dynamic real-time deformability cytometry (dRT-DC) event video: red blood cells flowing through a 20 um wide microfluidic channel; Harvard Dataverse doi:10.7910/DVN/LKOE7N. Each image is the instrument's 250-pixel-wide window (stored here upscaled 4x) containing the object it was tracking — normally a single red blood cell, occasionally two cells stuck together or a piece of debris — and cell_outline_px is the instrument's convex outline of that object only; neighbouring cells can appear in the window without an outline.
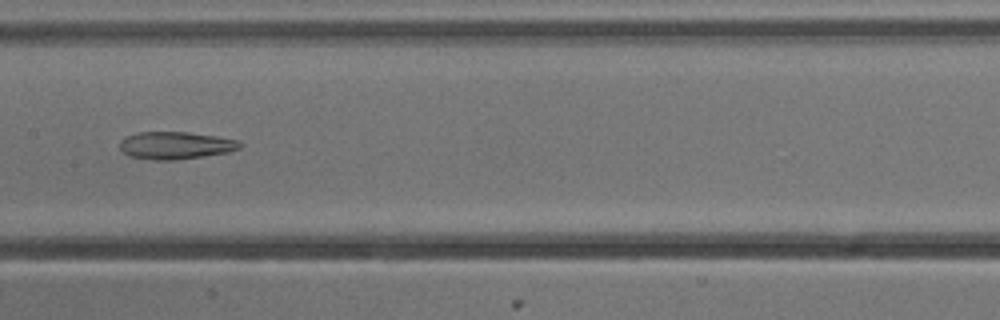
{"species": "common noctule bat (a hibernating species)", "species_latin": "Nyctalus noctula", "temperature_condition": "cold", "stored_images_in_passage": 8, "camera_frame_rate_fps": 3000, "um_per_image_px": 0.085, "animal": {"sex": "male", "body_mass_g": 13.3}, "frame": {"image": 1, "passage_image": 8, "time_ms": 2.333, "image_size_px": [1000, 320], "cell_outline_px": [[244, 144], [240, 148], [228, 152], [176, 160], [152, 160], [128, 156], [120, 148], [120, 140], [128, 136], [140, 132], [188, 132], [216, 136], [240, 140]], "centroid_in_image_um": [14.95, 12.36], "position_along_channel_um": 192.4, "area_um2": 19.25}}